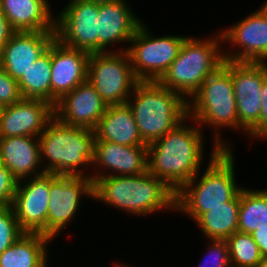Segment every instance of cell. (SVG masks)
<instances>
[{"label": "cell", "instance_id": "1", "mask_svg": "<svg viewBox=\"0 0 267 267\" xmlns=\"http://www.w3.org/2000/svg\"><path fill=\"white\" fill-rule=\"evenodd\" d=\"M204 130L188 116L174 129L147 145L148 171L176 193L199 171L202 172V161L206 157Z\"/></svg>", "mask_w": 267, "mask_h": 267}, {"label": "cell", "instance_id": "2", "mask_svg": "<svg viewBox=\"0 0 267 267\" xmlns=\"http://www.w3.org/2000/svg\"><path fill=\"white\" fill-rule=\"evenodd\" d=\"M211 147L205 172L199 171L175 196V212L194 222L211 208L231 201L243 188L236 179L234 150H221L216 144Z\"/></svg>", "mask_w": 267, "mask_h": 267}, {"label": "cell", "instance_id": "3", "mask_svg": "<svg viewBox=\"0 0 267 267\" xmlns=\"http://www.w3.org/2000/svg\"><path fill=\"white\" fill-rule=\"evenodd\" d=\"M176 193L149 171L130 176H105L93 181V199L128 215L146 217L175 212Z\"/></svg>", "mask_w": 267, "mask_h": 267}, {"label": "cell", "instance_id": "4", "mask_svg": "<svg viewBox=\"0 0 267 267\" xmlns=\"http://www.w3.org/2000/svg\"><path fill=\"white\" fill-rule=\"evenodd\" d=\"M38 139L45 172L91 177V169L88 172L87 167L92 166L95 158L96 134L93 130L64 124L54 116Z\"/></svg>", "mask_w": 267, "mask_h": 267}, {"label": "cell", "instance_id": "5", "mask_svg": "<svg viewBox=\"0 0 267 267\" xmlns=\"http://www.w3.org/2000/svg\"><path fill=\"white\" fill-rule=\"evenodd\" d=\"M127 104L146 145L158 140L188 117V101L158 81H138Z\"/></svg>", "mask_w": 267, "mask_h": 267}, {"label": "cell", "instance_id": "6", "mask_svg": "<svg viewBox=\"0 0 267 267\" xmlns=\"http://www.w3.org/2000/svg\"><path fill=\"white\" fill-rule=\"evenodd\" d=\"M188 116L201 128L204 125L212 128L213 131L210 132L214 133L211 143L216 144L221 150H233L232 144L222 137L221 129L241 130L247 135L239 126L231 73L223 65L211 74L190 98Z\"/></svg>", "mask_w": 267, "mask_h": 267}, {"label": "cell", "instance_id": "7", "mask_svg": "<svg viewBox=\"0 0 267 267\" xmlns=\"http://www.w3.org/2000/svg\"><path fill=\"white\" fill-rule=\"evenodd\" d=\"M220 32L209 37H189L184 40L177 58L158 80L165 88L180 93L187 101L201 84L224 63Z\"/></svg>", "mask_w": 267, "mask_h": 267}, {"label": "cell", "instance_id": "8", "mask_svg": "<svg viewBox=\"0 0 267 267\" xmlns=\"http://www.w3.org/2000/svg\"><path fill=\"white\" fill-rule=\"evenodd\" d=\"M166 35L156 37L143 21L136 29L127 53L138 81H158L177 58L187 35Z\"/></svg>", "mask_w": 267, "mask_h": 267}, {"label": "cell", "instance_id": "9", "mask_svg": "<svg viewBox=\"0 0 267 267\" xmlns=\"http://www.w3.org/2000/svg\"><path fill=\"white\" fill-rule=\"evenodd\" d=\"M87 80L107 105L126 104L138 82L127 51L90 54Z\"/></svg>", "mask_w": 267, "mask_h": 267}, {"label": "cell", "instance_id": "10", "mask_svg": "<svg viewBox=\"0 0 267 267\" xmlns=\"http://www.w3.org/2000/svg\"><path fill=\"white\" fill-rule=\"evenodd\" d=\"M93 199V181L86 176H66L49 173V202L46 236L57 238L79 214L81 199ZM74 218V219H73Z\"/></svg>", "mask_w": 267, "mask_h": 267}, {"label": "cell", "instance_id": "11", "mask_svg": "<svg viewBox=\"0 0 267 267\" xmlns=\"http://www.w3.org/2000/svg\"><path fill=\"white\" fill-rule=\"evenodd\" d=\"M265 1L238 23L220 30L222 44L231 46L230 50H223L225 60L267 62V0Z\"/></svg>", "mask_w": 267, "mask_h": 267}, {"label": "cell", "instance_id": "12", "mask_svg": "<svg viewBox=\"0 0 267 267\" xmlns=\"http://www.w3.org/2000/svg\"><path fill=\"white\" fill-rule=\"evenodd\" d=\"M99 0H69L55 16V38L64 46L98 53Z\"/></svg>", "mask_w": 267, "mask_h": 267}, {"label": "cell", "instance_id": "13", "mask_svg": "<svg viewBox=\"0 0 267 267\" xmlns=\"http://www.w3.org/2000/svg\"><path fill=\"white\" fill-rule=\"evenodd\" d=\"M223 66L231 73L239 126L248 132L259 122L261 88L267 78V62H233Z\"/></svg>", "mask_w": 267, "mask_h": 267}, {"label": "cell", "instance_id": "14", "mask_svg": "<svg viewBox=\"0 0 267 267\" xmlns=\"http://www.w3.org/2000/svg\"><path fill=\"white\" fill-rule=\"evenodd\" d=\"M48 202V172L18 182L11 207L24 233H39L46 236Z\"/></svg>", "mask_w": 267, "mask_h": 267}, {"label": "cell", "instance_id": "15", "mask_svg": "<svg viewBox=\"0 0 267 267\" xmlns=\"http://www.w3.org/2000/svg\"><path fill=\"white\" fill-rule=\"evenodd\" d=\"M142 21L141 17L139 18L131 8L128 0H99L97 15L98 53L114 50L127 51L129 42ZM123 42L125 47L116 49L118 44ZM112 45L113 47L114 45L117 46L114 49Z\"/></svg>", "mask_w": 267, "mask_h": 267}, {"label": "cell", "instance_id": "16", "mask_svg": "<svg viewBox=\"0 0 267 267\" xmlns=\"http://www.w3.org/2000/svg\"><path fill=\"white\" fill-rule=\"evenodd\" d=\"M90 168L94 171L92 181L105 176L144 174L148 171L147 145L125 146L96 140L95 158Z\"/></svg>", "mask_w": 267, "mask_h": 267}, {"label": "cell", "instance_id": "17", "mask_svg": "<svg viewBox=\"0 0 267 267\" xmlns=\"http://www.w3.org/2000/svg\"><path fill=\"white\" fill-rule=\"evenodd\" d=\"M89 53L64 46L56 38L51 43V104L87 80Z\"/></svg>", "mask_w": 267, "mask_h": 267}, {"label": "cell", "instance_id": "18", "mask_svg": "<svg viewBox=\"0 0 267 267\" xmlns=\"http://www.w3.org/2000/svg\"><path fill=\"white\" fill-rule=\"evenodd\" d=\"M54 116V106L49 102L22 98L19 102L3 107L0 137H39Z\"/></svg>", "mask_w": 267, "mask_h": 267}, {"label": "cell", "instance_id": "19", "mask_svg": "<svg viewBox=\"0 0 267 267\" xmlns=\"http://www.w3.org/2000/svg\"><path fill=\"white\" fill-rule=\"evenodd\" d=\"M55 39V31H16L0 53V65L18 81Z\"/></svg>", "mask_w": 267, "mask_h": 267}, {"label": "cell", "instance_id": "20", "mask_svg": "<svg viewBox=\"0 0 267 267\" xmlns=\"http://www.w3.org/2000/svg\"><path fill=\"white\" fill-rule=\"evenodd\" d=\"M107 106L86 80L58 101L54 114L64 124L94 130Z\"/></svg>", "mask_w": 267, "mask_h": 267}, {"label": "cell", "instance_id": "21", "mask_svg": "<svg viewBox=\"0 0 267 267\" xmlns=\"http://www.w3.org/2000/svg\"><path fill=\"white\" fill-rule=\"evenodd\" d=\"M0 163L19 181L45 173L38 137H0Z\"/></svg>", "mask_w": 267, "mask_h": 267}, {"label": "cell", "instance_id": "22", "mask_svg": "<svg viewBox=\"0 0 267 267\" xmlns=\"http://www.w3.org/2000/svg\"><path fill=\"white\" fill-rule=\"evenodd\" d=\"M0 9L15 32L55 31L49 0H0Z\"/></svg>", "mask_w": 267, "mask_h": 267}, {"label": "cell", "instance_id": "23", "mask_svg": "<svg viewBox=\"0 0 267 267\" xmlns=\"http://www.w3.org/2000/svg\"><path fill=\"white\" fill-rule=\"evenodd\" d=\"M96 140L125 146L146 145L138 131L134 115L128 104L108 105L93 130Z\"/></svg>", "mask_w": 267, "mask_h": 267}, {"label": "cell", "instance_id": "24", "mask_svg": "<svg viewBox=\"0 0 267 267\" xmlns=\"http://www.w3.org/2000/svg\"><path fill=\"white\" fill-rule=\"evenodd\" d=\"M52 241L43 234L24 233L0 254V267H49L47 246Z\"/></svg>", "mask_w": 267, "mask_h": 267}, {"label": "cell", "instance_id": "25", "mask_svg": "<svg viewBox=\"0 0 267 267\" xmlns=\"http://www.w3.org/2000/svg\"><path fill=\"white\" fill-rule=\"evenodd\" d=\"M239 193L223 206L213 207L203 213L194 223L203 236L209 239L226 240L238 229Z\"/></svg>", "mask_w": 267, "mask_h": 267}, {"label": "cell", "instance_id": "26", "mask_svg": "<svg viewBox=\"0 0 267 267\" xmlns=\"http://www.w3.org/2000/svg\"><path fill=\"white\" fill-rule=\"evenodd\" d=\"M51 44L17 81L22 98L51 104Z\"/></svg>", "mask_w": 267, "mask_h": 267}, {"label": "cell", "instance_id": "27", "mask_svg": "<svg viewBox=\"0 0 267 267\" xmlns=\"http://www.w3.org/2000/svg\"><path fill=\"white\" fill-rule=\"evenodd\" d=\"M267 227V188H243L239 192L238 232L251 234Z\"/></svg>", "mask_w": 267, "mask_h": 267}, {"label": "cell", "instance_id": "28", "mask_svg": "<svg viewBox=\"0 0 267 267\" xmlns=\"http://www.w3.org/2000/svg\"><path fill=\"white\" fill-rule=\"evenodd\" d=\"M231 267H257L261 261L258 245L251 234L234 232L226 240Z\"/></svg>", "mask_w": 267, "mask_h": 267}, {"label": "cell", "instance_id": "29", "mask_svg": "<svg viewBox=\"0 0 267 267\" xmlns=\"http://www.w3.org/2000/svg\"><path fill=\"white\" fill-rule=\"evenodd\" d=\"M22 234L12 207L0 208V254Z\"/></svg>", "mask_w": 267, "mask_h": 267}, {"label": "cell", "instance_id": "30", "mask_svg": "<svg viewBox=\"0 0 267 267\" xmlns=\"http://www.w3.org/2000/svg\"><path fill=\"white\" fill-rule=\"evenodd\" d=\"M206 241H209L206 243V245L209 244L206 249V256L198 267H231L226 241L215 239H207Z\"/></svg>", "mask_w": 267, "mask_h": 267}, {"label": "cell", "instance_id": "31", "mask_svg": "<svg viewBox=\"0 0 267 267\" xmlns=\"http://www.w3.org/2000/svg\"><path fill=\"white\" fill-rule=\"evenodd\" d=\"M22 99L18 82L9 76L0 65V104L12 105Z\"/></svg>", "mask_w": 267, "mask_h": 267}, {"label": "cell", "instance_id": "32", "mask_svg": "<svg viewBox=\"0 0 267 267\" xmlns=\"http://www.w3.org/2000/svg\"><path fill=\"white\" fill-rule=\"evenodd\" d=\"M19 180L0 163V208L13 203Z\"/></svg>", "mask_w": 267, "mask_h": 267}, {"label": "cell", "instance_id": "33", "mask_svg": "<svg viewBox=\"0 0 267 267\" xmlns=\"http://www.w3.org/2000/svg\"><path fill=\"white\" fill-rule=\"evenodd\" d=\"M261 113L259 122L248 132L247 139L267 140V78L264 80L261 88Z\"/></svg>", "mask_w": 267, "mask_h": 267}, {"label": "cell", "instance_id": "34", "mask_svg": "<svg viewBox=\"0 0 267 267\" xmlns=\"http://www.w3.org/2000/svg\"><path fill=\"white\" fill-rule=\"evenodd\" d=\"M14 32L15 31L11 28L8 20L0 9V53Z\"/></svg>", "mask_w": 267, "mask_h": 267}, {"label": "cell", "instance_id": "35", "mask_svg": "<svg viewBox=\"0 0 267 267\" xmlns=\"http://www.w3.org/2000/svg\"><path fill=\"white\" fill-rule=\"evenodd\" d=\"M251 235L258 245L261 256L267 257V227L257 229Z\"/></svg>", "mask_w": 267, "mask_h": 267}, {"label": "cell", "instance_id": "36", "mask_svg": "<svg viewBox=\"0 0 267 267\" xmlns=\"http://www.w3.org/2000/svg\"><path fill=\"white\" fill-rule=\"evenodd\" d=\"M257 267H267V257H262Z\"/></svg>", "mask_w": 267, "mask_h": 267}, {"label": "cell", "instance_id": "37", "mask_svg": "<svg viewBox=\"0 0 267 267\" xmlns=\"http://www.w3.org/2000/svg\"><path fill=\"white\" fill-rule=\"evenodd\" d=\"M121 263H123V262H119V263H115L114 264V267H131L129 264L127 265V264H121ZM133 267V266H132Z\"/></svg>", "mask_w": 267, "mask_h": 267}, {"label": "cell", "instance_id": "38", "mask_svg": "<svg viewBox=\"0 0 267 267\" xmlns=\"http://www.w3.org/2000/svg\"><path fill=\"white\" fill-rule=\"evenodd\" d=\"M2 110H3V106L0 104V116H1Z\"/></svg>", "mask_w": 267, "mask_h": 267}]
</instances>
